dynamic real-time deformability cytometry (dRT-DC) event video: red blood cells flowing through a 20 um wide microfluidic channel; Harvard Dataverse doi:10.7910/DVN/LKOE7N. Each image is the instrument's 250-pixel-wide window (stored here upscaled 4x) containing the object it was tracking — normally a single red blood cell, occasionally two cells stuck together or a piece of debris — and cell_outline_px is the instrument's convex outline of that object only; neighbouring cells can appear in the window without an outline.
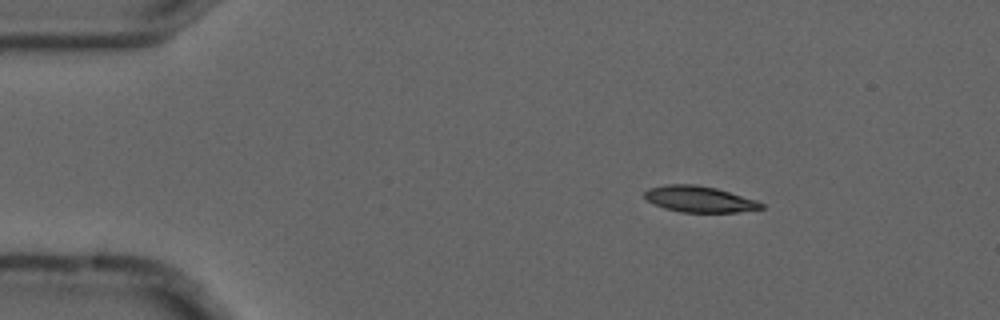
{"species": "common noctule bat (a hibernating species)", "species_latin": "Nyctalus noctula", "temperature_condition": "cold", "stored_images_in_passage": 3, "camera_frame_rate_fps": 3000, "um_per_image_px": 0.085, "animal": {"sex": "male", "forearm_length_mm": 52.5}, "frame": {"image": 1, "passage_image": 1, "time_ms": 0.0, "image_size_px": [1000, 320], "cell_outline_px": [[764, 208], [740, 212], [680, 212], [664, 208], [652, 204], [644, 196], [644, 192], [648, 188], [668, 184], [696, 184], [716, 188], [756, 200], [764, 204]], "centroid_in_image_um": [59.43, 16.93], "position_along_channel_um": 25.6, "area_um2": 17.8}}